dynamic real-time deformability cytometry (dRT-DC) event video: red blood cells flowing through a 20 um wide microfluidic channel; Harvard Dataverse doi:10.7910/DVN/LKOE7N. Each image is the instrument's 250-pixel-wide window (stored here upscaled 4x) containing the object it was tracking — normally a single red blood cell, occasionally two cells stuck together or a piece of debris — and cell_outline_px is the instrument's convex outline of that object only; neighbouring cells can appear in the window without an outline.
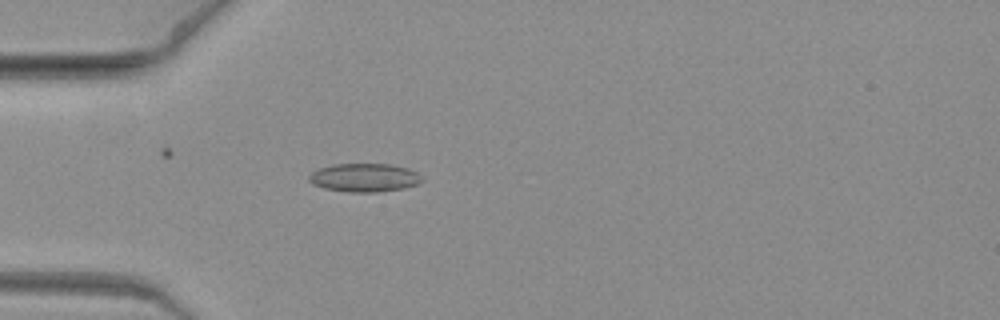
{"species": "common noctule bat (a hibernating species)", "species_latin": "Nyctalus noctula", "temperature_condition": "warm", "stored_images_in_passage": 6, "camera_frame_rate_fps": 3000, "um_per_image_px": 0.085, "animal": {"sex": "female", "body_mass_g": 19.3, "forearm_length_mm": 54.1}, "frame": {"image": 1, "passage_image": 3, "time_ms": 0.667, "image_size_px": [1000, 320], "cell_outline_px": [[424, 180], [416, 184], [404, 188], [376, 192], [348, 192], [324, 188], [312, 184], [308, 180], [308, 176], [312, 172], [320, 168], [332, 164], [392, 164], [408, 168], [416, 172]], "centroid_in_image_um": [30.95, 15.09], "position_along_channel_um": 54.0, "area_um2": 18.73}}
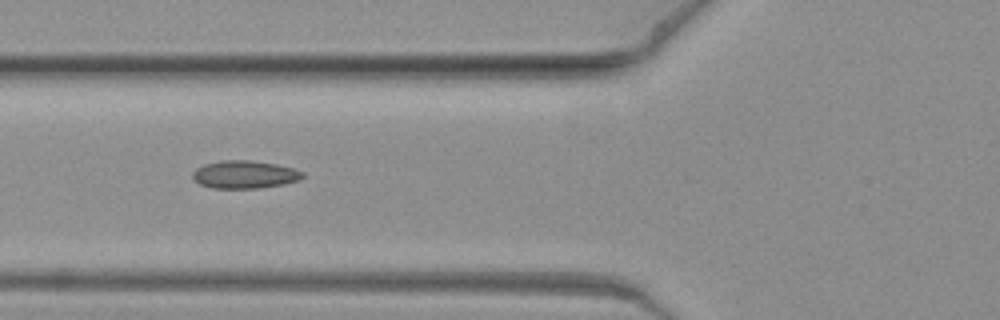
{"frame": {"image": 2, "passage_image": 5, "time_ms": 1.333, "image_size_px": [1000, 320], "cell_outline_px": [[304, 176], [300, 180], [284, 184], [260, 188], [212, 188], [200, 184], [192, 176], [192, 172], [196, 168], [204, 164], [220, 160], [248, 160], [276, 164], [292, 168], [304, 172]], "centroid_in_image_um": [20.79, 14.83], "position_along_channel_um": 105.0, "area_um2": 17.86}}
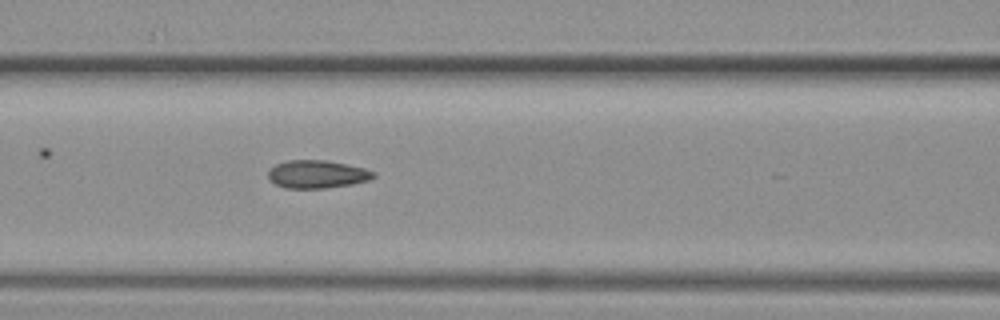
{"frame": {"image": 3, "passage_image": 6, "time_ms": 1.667, "image_size_px": [1000, 320], "cell_outline_px": [[376, 176], [368, 180], [352, 184], [324, 188], [284, 188], [276, 184], [268, 176], [268, 172], [276, 164], [288, 160], [324, 160], [364, 168], [376, 172]], "centroid_in_image_um": [26.97, 14.81], "position_along_channel_um": 139.6, "area_um2": 16.94}}